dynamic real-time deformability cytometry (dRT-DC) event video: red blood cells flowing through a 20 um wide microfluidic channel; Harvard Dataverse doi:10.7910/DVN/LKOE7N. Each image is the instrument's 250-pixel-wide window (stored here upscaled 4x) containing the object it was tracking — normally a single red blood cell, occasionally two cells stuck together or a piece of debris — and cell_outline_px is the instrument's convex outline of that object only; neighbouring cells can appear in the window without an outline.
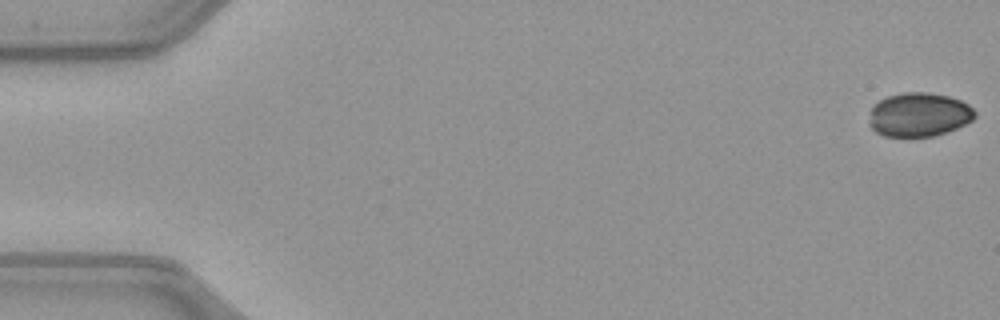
{"species": "common noctule bat (a hibernating species)", "species_latin": "Nyctalus noctula", "temperature_condition": "warm", "stored_images_in_passage": 51, "camera_frame_rate_fps": 3000, "um_per_image_px": 0.085, "animal": {"sex": "female", "body_mass_g": 21.9}, "frame": {"image": 1, "passage_image": 1, "time_ms": 0.0, "image_size_px": [1000, 320], "cell_outline_px": [[976, 116], [972, 120], [956, 128], [932, 136], [884, 136], [876, 132], [868, 124], [872, 104], [888, 96], [904, 92], [928, 92], [948, 96], [960, 100], [968, 104], [976, 112]], "centroid_in_image_um": [78.09, 9.73], "position_along_channel_um": 6.9, "area_um2": 27.05}}
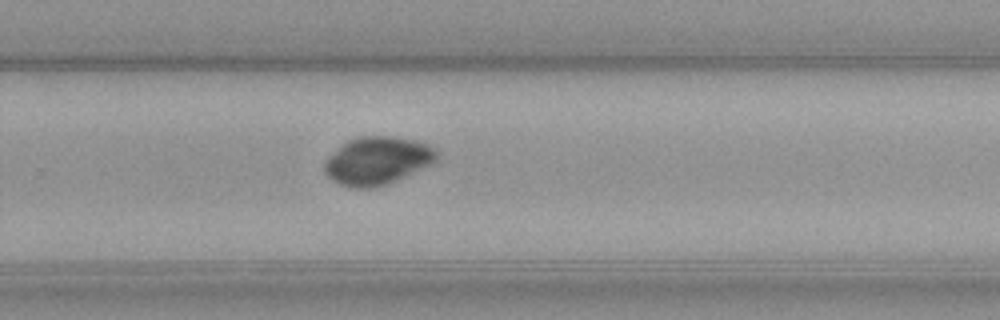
{"frame": {"image": 2, "passage_image": 34, "time_ms": 11.0, "image_size_px": [1000, 320], "cell_outline_px": [[440, 152], [436, 160], [388, 184], [372, 188], [348, 188], [332, 180], [324, 172], [324, 164], [328, 156], [348, 140], [360, 136], [392, 136], [416, 140], [428, 144], [436, 148]], "centroid_in_image_um": [32.06, 13.65], "position_along_channel_um": 297.7, "area_um2": 31.27}}
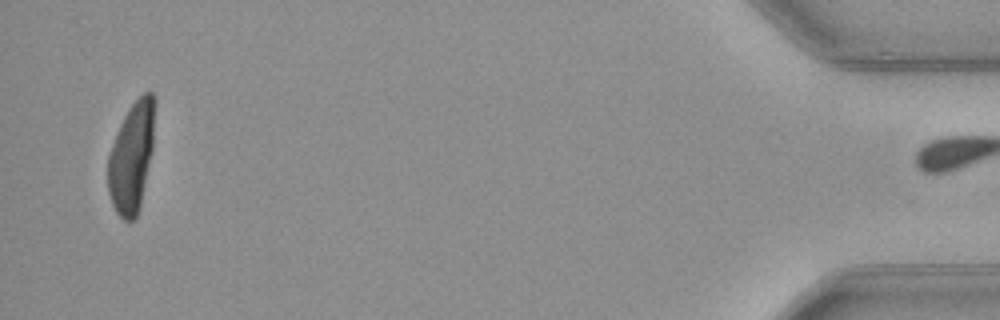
{"frame": {"image": 3, "passage_image": 50, "time_ms": 16.333, "image_size_px": [1000, 320], "cell_outline_px": [[156, 104], [152, 148], [140, 208], [136, 216], [132, 220], [124, 220], [116, 212], [112, 204], [108, 192], [108, 156], [120, 124], [128, 108], [144, 92], [152, 92], [156, 100]], "centroid_in_image_um": [11.19, 13.33], "position_along_channel_um": 424.0, "area_um2": 29.94}}